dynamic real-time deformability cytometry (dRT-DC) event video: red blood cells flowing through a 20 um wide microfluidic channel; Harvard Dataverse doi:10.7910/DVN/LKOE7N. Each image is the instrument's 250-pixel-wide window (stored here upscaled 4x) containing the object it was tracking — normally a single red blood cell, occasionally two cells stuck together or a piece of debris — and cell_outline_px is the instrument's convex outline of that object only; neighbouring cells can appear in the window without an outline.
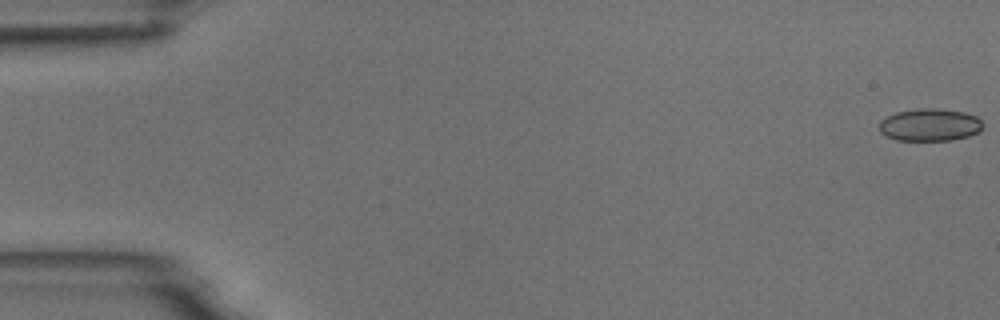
{"species": "common noctule bat (a hibernating species)", "species_latin": "Nyctalus noctula", "temperature_condition": "room temperature", "stored_images_in_passage": 5, "camera_frame_rate_fps": 3000, "um_per_image_px": 0.085, "animal": {"sex": "male", "body_mass_g": 18.8}, "frame": {"image": 1, "passage_image": 1, "time_ms": 0.0, "image_size_px": [1000, 320], "cell_outline_px": [[984, 124], [980, 132], [968, 136], [952, 140], [896, 140], [880, 132], [880, 120], [896, 112], [924, 108], [932, 108], [964, 112], [976, 116]], "centroid_in_image_um": [79.06, 10.62], "position_along_channel_um": 5.9, "area_um2": 19.48}}